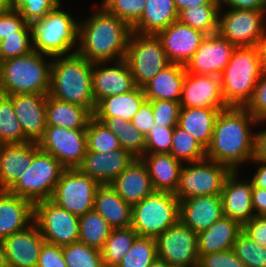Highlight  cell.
Returning <instances> with one entry per match:
<instances>
[{
  "mask_svg": "<svg viewBox=\"0 0 266 267\" xmlns=\"http://www.w3.org/2000/svg\"><path fill=\"white\" fill-rule=\"evenodd\" d=\"M258 121L244 107H228L219 112L206 149V159L239 171L255 157ZM245 164V165H244Z\"/></svg>",
  "mask_w": 266,
  "mask_h": 267,
  "instance_id": "1",
  "label": "cell"
},
{
  "mask_svg": "<svg viewBox=\"0 0 266 267\" xmlns=\"http://www.w3.org/2000/svg\"><path fill=\"white\" fill-rule=\"evenodd\" d=\"M94 10L79 19L77 53L92 63L124 59L132 28L101 5Z\"/></svg>",
  "mask_w": 266,
  "mask_h": 267,
  "instance_id": "2",
  "label": "cell"
},
{
  "mask_svg": "<svg viewBox=\"0 0 266 267\" xmlns=\"http://www.w3.org/2000/svg\"><path fill=\"white\" fill-rule=\"evenodd\" d=\"M93 63L79 55L52 58L49 96L87 108L92 114L96 103L92 92Z\"/></svg>",
  "mask_w": 266,
  "mask_h": 267,
  "instance_id": "3",
  "label": "cell"
},
{
  "mask_svg": "<svg viewBox=\"0 0 266 267\" xmlns=\"http://www.w3.org/2000/svg\"><path fill=\"white\" fill-rule=\"evenodd\" d=\"M59 4L30 26L33 50L50 57L71 55L79 47V20Z\"/></svg>",
  "mask_w": 266,
  "mask_h": 267,
  "instance_id": "4",
  "label": "cell"
},
{
  "mask_svg": "<svg viewBox=\"0 0 266 267\" xmlns=\"http://www.w3.org/2000/svg\"><path fill=\"white\" fill-rule=\"evenodd\" d=\"M52 57L33 50L0 62V93L49 94Z\"/></svg>",
  "mask_w": 266,
  "mask_h": 267,
  "instance_id": "5",
  "label": "cell"
},
{
  "mask_svg": "<svg viewBox=\"0 0 266 267\" xmlns=\"http://www.w3.org/2000/svg\"><path fill=\"white\" fill-rule=\"evenodd\" d=\"M263 74L257 47H236L220 75L223 99L228 107H245Z\"/></svg>",
  "mask_w": 266,
  "mask_h": 267,
  "instance_id": "6",
  "label": "cell"
},
{
  "mask_svg": "<svg viewBox=\"0 0 266 267\" xmlns=\"http://www.w3.org/2000/svg\"><path fill=\"white\" fill-rule=\"evenodd\" d=\"M179 220V200L173 193L154 191L132 205L131 227L138 236L157 238Z\"/></svg>",
  "mask_w": 266,
  "mask_h": 267,
  "instance_id": "7",
  "label": "cell"
},
{
  "mask_svg": "<svg viewBox=\"0 0 266 267\" xmlns=\"http://www.w3.org/2000/svg\"><path fill=\"white\" fill-rule=\"evenodd\" d=\"M65 169L53 155L39 149L27 171L8 191L33 204L50 199Z\"/></svg>",
  "mask_w": 266,
  "mask_h": 267,
  "instance_id": "8",
  "label": "cell"
},
{
  "mask_svg": "<svg viewBox=\"0 0 266 267\" xmlns=\"http://www.w3.org/2000/svg\"><path fill=\"white\" fill-rule=\"evenodd\" d=\"M135 85L143 88L158 72L170 64L157 35L132 32L124 58Z\"/></svg>",
  "mask_w": 266,
  "mask_h": 267,
  "instance_id": "9",
  "label": "cell"
},
{
  "mask_svg": "<svg viewBox=\"0 0 266 267\" xmlns=\"http://www.w3.org/2000/svg\"><path fill=\"white\" fill-rule=\"evenodd\" d=\"M265 32L266 10L220 8L217 33L236 47H256Z\"/></svg>",
  "mask_w": 266,
  "mask_h": 267,
  "instance_id": "10",
  "label": "cell"
},
{
  "mask_svg": "<svg viewBox=\"0 0 266 267\" xmlns=\"http://www.w3.org/2000/svg\"><path fill=\"white\" fill-rule=\"evenodd\" d=\"M230 173L227 166L208 159L183 163L174 195L181 201L195 196L221 194L224 181Z\"/></svg>",
  "mask_w": 266,
  "mask_h": 267,
  "instance_id": "11",
  "label": "cell"
},
{
  "mask_svg": "<svg viewBox=\"0 0 266 267\" xmlns=\"http://www.w3.org/2000/svg\"><path fill=\"white\" fill-rule=\"evenodd\" d=\"M100 184L78 168L65 169L50 198L61 208L77 216L93 210L94 198Z\"/></svg>",
  "mask_w": 266,
  "mask_h": 267,
  "instance_id": "12",
  "label": "cell"
},
{
  "mask_svg": "<svg viewBox=\"0 0 266 267\" xmlns=\"http://www.w3.org/2000/svg\"><path fill=\"white\" fill-rule=\"evenodd\" d=\"M34 223L45 242L65 246L79 240V216L50 199L34 204Z\"/></svg>",
  "mask_w": 266,
  "mask_h": 267,
  "instance_id": "13",
  "label": "cell"
},
{
  "mask_svg": "<svg viewBox=\"0 0 266 267\" xmlns=\"http://www.w3.org/2000/svg\"><path fill=\"white\" fill-rule=\"evenodd\" d=\"M37 145L53 155L66 169L78 168L87 151L86 129L47 126Z\"/></svg>",
  "mask_w": 266,
  "mask_h": 267,
  "instance_id": "14",
  "label": "cell"
},
{
  "mask_svg": "<svg viewBox=\"0 0 266 267\" xmlns=\"http://www.w3.org/2000/svg\"><path fill=\"white\" fill-rule=\"evenodd\" d=\"M156 249L169 265L198 266L197 233L180 220L156 238Z\"/></svg>",
  "mask_w": 266,
  "mask_h": 267,
  "instance_id": "15",
  "label": "cell"
},
{
  "mask_svg": "<svg viewBox=\"0 0 266 267\" xmlns=\"http://www.w3.org/2000/svg\"><path fill=\"white\" fill-rule=\"evenodd\" d=\"M235 48V45L218 33L208 35L186 63V72L197 75L220 76L229 63Z\"/></svg>",
  "mask_w": 266,
  "mask_h": 267,
  "instance_id": "16",
  "label": "cell"
},
{
  "mask_svg": "<svg viewBox=\"0 0 266 267\" xmlns=\"http://www.w3.org/2000/svg\"><path fill=\"white\" fill-rule=\"evenodd\" d=\"M135 87L125 59L93 63L92 92L95 103L105 97L127 93Z\"/></svg>",
  "mask_w": 266,
  "mask_h": 267,
  "instance_id": "17",
  "label": "cell"
},
{
  "mask_svg": "<svg viewBox=\"0 0 266 267\" xmlns=\"http://www.w3.org/2000/svg\"><path fill=\"white\" fill-rule=\"evenodd\" d=\"M181 107H199L224 110L226 105L220 76L197 75L186 72L180 99Z\"/></svg>",
  "mask_w": 266,
  "mask_h": 267,
  "instance_id": "18",
  "label": "cell"
},
{
  "mask_svg": "<svg viewBox=\"0 0 266 267\" xmlns=\"http://www.w3.org/2000/svg\"><path fill=\"white\" fill-rule=\"evenodd\" d=\"M156 35L162 43L169 62L181 65H186L206 37L202 32L179 20L171 23Z\"/></svg>",
  "mask_w": 266,
  "mask_h": 267,
  "instance_id": "19",
  "label": "cell"
},
{
  "mask_svg": "<svg viewBox=\"0 0 266 267\" xmlns=\"http://www.w3.org/2000/svg\"><path fill=\"white\" fill-rule=\"evenodd\" d=\"M241 171H231L226 177L222 192L223 214L242 226L255 216L252 205V183L246 177H242Z\"/></svg>",
  "mask_w": 266,
  "mask_h": 267,
  "instance_id": "20",
  "label": "cell"
},
{
  "mask_svg": "<svg viewBox=\"0 0 266 267\" xmlns=\"http://www.w3.org/2000/svg\"><path fill=\"white\" fill-rule=\"evenodd\" d=\"M134 158L122 148L111 152L86 151L78 169L100 185H110Z\"/></svg>",
  "mask_w": 266,
  "mask_h": 267,
  "instance_id": "21",
  "label": "cell"
},
{
  "mask_svg": "<svg viewBox=\"0 0 266 267\" xmlns=\"http://www.w3.org/2000/svg\"><path fill=\"white\" fill-rule=\"evenodd\" d=\"M46 101L47 94L12 95L15 115L30 142L38 143L47 127Z\"/></svg>",
  "mask_w": 266,
  "mask_h": 267,
  "instance_id": "22",
  "label": "cell"
},
{
  "mask_svg": "<svg viewBox=\"0 0 266 267\" xmlns=\"http://www.w3.org/2000/svg\"><path fill=\"white\" fill-rule=\"evenodd\" d=\"M223 216L220 194L195 196L179 201V220L197 234Z\"/></svg>",
  "mask_w": 266,
  "mask_h": 267,
  "instance_id": "23",
  "label": "cell"
},
{
  "mask_svg": "<svg viewBox=\"0 0 266 267\" xmlns=\"http://www.w3.org/2000/svg\"><path fill=\"white\" fill-rule=\"evenodd\" d=\"M9 267H37L45 240L35 223L2 240Z\"/></svg>",
  "mask_w": 266,
  "mask_h": 267,
  "instance_id": "24",
  "label": "cell"
},
{
  "mask_svg": "<svg viewBox=\"0 0 266 267\" xmlns=\"http://www.w3.org/2000/svg\"><path fill=\"white\" fill-rule=\"evenodd\" d=\"M34 223V204L27 199L0 190V240Z\"/></svg>",
  "mask_w": 266,
  "mask_h": 267,
  "instance_id": "25",
  "label": "cell"
},
{
  "mask_svg": "<svg viewBox=\"0 0 266 267\" xmlns=\"http://www.w3.org/2000/svg\"><path fill=\"white\" fill-rule=\"evenodd\" d=\"M110 185L130 205L142 201L155 191L147 165L142 158H134L128 167Z\"/></svg>",
  "mask_w": 266,
  "mask_h": 267,
  "instance_id": "26",
  "label": "cell"
},
{
  "mask_svg": "<svg viewBox=\"0 0 266 267\" xmlns=\"http://www.w3.org/2000/svg\"><path fill=\"white\" fill-rule=\"evenodd\" d=\"M37 143L0 145V190H9L31 165Z\"/></svg>",
  "mask_w": 266,
  "mask_h": 267,
  "instance_id": "27",
  "label": "cell"
},
{
  "mask_svg": "<svg viewBox=\"0 0 266 267\" xmlns=\"http://www.w3.org/2000/svg\"><path fill=\"white\" fill-rule=\"evenodd\" d=\"M242 231L243 226L239 222L223 216L209 228L197 234L199 257L233 249V245Z\"/></svg>",
  "mask_w": 266,
  "mask_h": 267,
  "instance_id": "28",
  "label": "cell"
},
{
  "mask_svg": "<svg viewBox=\"0 0 266 267\" xmlns=\"http://www.w3.org/2000/svg\"><path fill=\"white\" fill-rule=\"evenodd\" d=\"M141 158L147 165L154 190L174 194L183 163L170 153H145Z\"/></svg>",
  "mask_w": 266,
  "mask_h": 267,
  "instance_id": "29",
  "label": "cell"
},
{
  "mask_svg": "<svg viewBox=\"0 0 266 267\" xmlns=\"http://www.w3.org/2000/svg\"><path fill=\"white\" fill-rule=\"evenodd\" d=\"M185 74V65L168 64L143 87L146 100L180 101Z\"/></svg>",
  "mask_w": 266,
  "mask_h": 267,
  "instance_id": "30",
  "label": "cell"
},
{
  "mask_svg": "<svg viewBox=\"0 0 266 267\" xmlns=\"http://www.w3.org/2000/svg\"><path fill=\"white\" fill-rule=\"evenodd\" d=\"M93 209L114 228H126L132 223V205L125 202L111 185H100L95 193Z\"/></svg>",
  "mask_w": 266,
  "mask_h": 267,
  "instance_id": "31",
  "label": "cell"
},
{
  "mask_svg": "<svg viewBox=\"0 0 266 267\" xmlns=\"http://www.w3.org/2000/svg\"><path fill=\"white\" fill-rule=\"evenodd\" d=\"M179 12L174 0H146L144 12L132 32L156 35L177 21Z\"/></svg>",
  "mask_w": 266,
  "mask_h": 267,
  "instance_id": "32",
  "label": "cell"
},
{
  "mask_svg": "<svg viewBox=\"0 0 266 267\" xmlns=\"http://www.w3.org/2000/svg\"><path fill=\"white\" fill-rule=\"evenodd\" d=\"M93 114L77 104L61 101L47 94V126H58L66 129H87Z\"/></svg>",
  "mask_w": 266,
  "mask_h": 267,
  "instance_id": "33",
  "label": "cell"
},
{
  "mask_svg": "<svg viewBox=\"0 0 266 267\" xmlns=\"http://www.w3.org/2000/svg\"><path fill=\"white\" fill-rule=\"evenodd\" d=\"M220 111L222 110L181 107L178 126L187 131L207 149L210 145L214 124Z\"/></svg>",
  "mask_w": 266,
  "mask_h": 267,
  "instance_id": "34",
  "label": "cell"
},
{
  "mask_svg": "<svg viewBox=\"0 0 266 267\" xmlns=\"http://www.w3.org/2000/svg\"><path fill=\"white\" fill-rule=\"evenodd\" d=\"M145 100L143 88L136 86L127 93L99 100L96 103L93 117H121L130 122Z\"/></svg>",
  "mask_w": 266,
  "mask_h": 267,
  "instance_id": "35",
  "label": "cell"
},
{
  "mask_svg": "<svg viewBox=\"0 0 266 267\" xmlns=\"http://www.w3.org/2000/svg\"><path fill=\"white\" fill-rule=\"evenodd\" d=\"M117 135L122 149L133 157L141 158L145 154L146 137L131 122L121 117H94Z\"/></svg>",
  "mask_w": 266,
  "mask_h": 267,
  "instance_id": "36",
  "label": "cell"
},
{
  "mask_svg": "<svg viewBox=\"0 0 266 267\" xmlns=\"http://www.w3.org/2000/svg\"><path fill=\"white\" fill-rule=\"evenodd\" d=\"M112 227L94 209L79 216V242L101 250L110 236Z\"/></svg>",
  "mask_w": 266,
  "mask_h": 267,
  "instance_id": "37",
  "label": "cell"
},
{
  "mask_svg": "<svg viewBox=\"0 0 266 267\" xmlns=\"http://www.w3.org/2000/svg\"><path fill=\"white\" fill-rule=\"evenodd\" d=\"M220 4H202L179 12L178 20L206 36L217 33Z\"/></svg>",
  "mask_w": 266,
  "mask_h": 267,
  "instance_id": "38",
  "label": "cell"
},
{
  "mask_svg": "<svg viewBox=\"0 0 266 267\" xmlns=\"http://www.w3.org/2000/svg\"><path fill=\"white\" fill-rule=\"evenodd\" d=\"M137 236V232L131 226L112 229L101 249L104 266L116 267L129 251Z\"/></svg>",
  "mask_w": 266,
  "mask_h": 267,
  "instance_id": "39",
  "label": "cell"
},
{
  "mask_svg": "<svg viewBox=\"0 0 266 267\" xmlns=\"http://www.w3.org/2000/svg\"><path fill=\"white\" fill-rule=\"evenodd\" d=\"M30 142L25 136L17 119L12 95L0 93V144H23Z\"/></svg>",
  "mask_w": 266,
  "mask_h": 267,
  "instance_id": "40",
  "label": "cell"
},
{
  "mask_svg": "<svg viewBox=\"0 0 266 267\" xmlns=\"http://www.w3.org/2000/svg\"><path fill=\"white\" fill-rule=\"evenodd\" d=\"M170 154L182 163L198 162L206 159V149L178 125L174 127Z\"/></svg>",
  "mask_w": 266,
  "mask_h": 267,
  "instance_id": "41",
  "label": "cell"
},
{
  "mask_svg": "<svg viewBox=\"0 0 266 267\" xmlns=\"http://www.w3.org/2000/svg\"><path fill=\"white\" fill-rule=\"evenodd\" d=\"M157 258L156 239L137 236L116 267H150Z\"/></svg>",
  "mask_w": 266,
  "mask_h": 267,
  "instance_id": "42",
  "label": "cell"
},
{
  "mask_svg": "<svg viewBox=\"0 0 266 267\" xmlns=\"http://www.w3.org/2000/svg\"><path fill=\"white\" fill-rule=\"evenodd\" d=\"M87 151L111 152L121 147L117 135L101 121L92 117L86 129Z\"/></svg>",
  "mask_w": 266,
  "mask_h": 267,
  "instance_id": "43",
  "label": "cell"
},
{
  "mask_svg": "<svg viewBox=\"0 0 266 267\" xmlns=\"http://www.w3.org/2000/svg\"><path fill=\"white\" fill-rule=\"evenodd\" d=\"M67 267H105L101 250L82 242L63 246Z\"/></svg>",
  "mask_w": 266,
  "mask_h": 267,
  "instance_id": "44",
  "label": "cell"
},
{
  "mask_svg": "<svg viewBox=\"0 0 266 267\" xmlns=\"http://www.w3.org/2000/svg\"><path fill=\"white\" fill-rule=\"evenodd\" d=\"M233 251L247 267H266V247L256 243L244 231L238 235Z\"/></svg>",
  "mask_w": 266,
  "mask_h": 267,
  "instance_id": "45",
  "label": "cell"
},
{
  "mask_svg": "<svg viewBox=\"0 0 266 267\" xmlns=\"http://www.w3.org/2000/svg\"><path fill=\"white\" fill-rule=\"evenodd\" d=\"M101 5L107 12L125 21L131 28L139 21L146 0H101Z\"/></svg>",
  "mask_w": 266,
  "mask_h": 267,
  "instance_id": "46",
  "label": "cell"
},
{
  "mask_svg": "<svg viewBox=\"0 0 266 267\" xmlns=\"http://www.w3.org/2000/svg\"><path fill=\"white\" fill-rule=\"evenodd\" d=\"M60 3L61 0H11V8L18 11L25 22L30 24L43 18Z\"/></svg>",
  "mask_w": 266,
  "mask_h": 267,
  "instance_id": "47",
  "label": "cell"
},
{
  "mask_svg": "<svg viewBox=\"0 0 266 267\" xmlns=\"http://www.w3.org/2000/svg\"><path fill=\"white\" fill-rule=\"evenodd\" d=\"M174 127L154 123L146 137L145 153H170Z\"/></svg>",
  "mask_w": 266,
  "mask_h": 267,
  "instance_id": "48",
  "label": "cell"
},
{
  "mask_svg": "<svg viewBox=\"0 0 266 267\" xmlns=\"http://www.w3.org/2000/svg\"><path fill=\"white\" fill-rule=\"evenodd\" d=\"M152 104L154 122L163 127L178 125L181 109L180 101L149 100Z\"/></svg>",
  "mask_w": 266,
  "mask_h": 267,
  "instance_id": "49",
  "label": "cell"
},
{
  "mask_svg": "<svg viewBox=\"0 0 266 267\" xmlns=\"http://www.w3.org/2000/svg\"><path fill=\"white\" fill-rule=\"evenodd\" d=\"M32 51L31 35H10L0 41V62Z\"/></svg>",
  "mask_w": 266,
  "mask_h": 267,
  "instance_id": "50",
  "label": "cell"
},
{
  "mask_svg": "<svg viewBox=\"0 0 266 267\" xmlns=\"http://www.w3.org/2000/svg\"><path fill=\"white\" fill-rule=\"evenodd\" d=\"M257 121V125L266 124V73L257 81L249 102L244 107ZM265 123V124H264Z\"/></svg>",
  "mask_w": 266,
  "mask_h": 267,
  "instance_id": "51",
  "label": "cell"
},
{
  "mask_svg": "<svg viewBox=\"0 0 266 267\" xmlns=\"http://www.w3.org/2000/svg\"><path fill=\"white\" fill-rule=\"evenodd\" d=\"M10 35H31L29 24L16 10L0 13V41Z\"/></svg>",
  "mask_w": 266,
  "mask_h": 267,
  "instance_id": "52",
  "label": "cell"
},
{
  "mask_svg": "<svg viewBox=\"0 0 266 267\" xmlns=\"http://www.w3.org/2000/svg\"><path fill=\"white\" fill-rule=\"evenodd\" d=\"M198 267H247L234 253L233 249L209 253L199 257Z\"/></svg>",
  "mask_w": 266,
  "mask_h": 267,
  "instance_id": "53",
  "label": "cell"
},
{
  "mask_svg": "<svg viewBox=\"0 0 266 267\" xmlns=\"http://www.w3.org/2000/svg\"><path fill=\"white\" fill-rule=\"evenodd\" d=\"M37 267H67L63 246L44 242L40 250Z\"/></svg>",
  "mask_w": 266,
  "mask_h": 267,
  "instance_id": "54",
  "label": "cell"
},
{
  "mask_svg": "<svg viewBox=\"0 0 266 267\" xmlns=\"http://www.w3.org/2000/svg\"><path fill=\"white\" fill-rule=\"evenodd\" d=\"M130 122L139 132H141L145 136L149 133L151 127L155 123L152 104L149 100H145L142 103Z\"/></svg>",
  "mask_w": 266,
  "mask_h": 267,
  "instance_id": "55",
  "label": "cell"
},
{
  "mask_svg": "<svg viewBox=\"0 0 266 267\" xmlns=\"http://www.w3.org/2000/svg\"><path fill=\"white\" fill-rule=\"evenodd\" d=\"M243 231L256 243L266 247V216L255 215L243 225Z\"/></svg>",
  "mask_w": 266,
  "mask_h": 267,
  "instance_id": "56",
  "label": "cell"
},
{
  "mask_svg": "<svg viewBox=\"0 0 266 267\" xmlns=\"http://www.w3.org/2000/svg\"><path fill=\"white\" fill-rule=\"evenodd\" d=\"M220 8L266 10V0H220Z\"/></svg>",
  "mask_w": 266,
  "mask_h": 267,
  "instance_id": "57",
  "label": "cell"
},
{
  "mask_svg": "<svg viewBox=\"0 0 266 267\" xmlns=\"http://www.w3.org/2000/svg\"><path fill=\"white\" fill-rule=\"evenodd\" d=\"M256 164L255 167V173L250 175L248 179L252 183V187H258L266 189V163H263L261 161H258L255 157L247 164Z\"/></svg>",
  "mask_w": 266,
  "mask_h": 267,
  "instance_id": "58",
  "label": "cell"
},
{
  "mask_svg": "<svg viewBox=\"0 0 266 267\" xmlns=\"http://www.w3.org/2000/svg\"><path fill=\"white\" fill-rule=\"evenodd\" d=\"M251 197L255 215L266 216V189L253 187Z\"/></svg>",
  "mask_w": 266,
  "mask_h": 267,
  "instance_id": "59",
  "label": "cell"
},
{
  "mask_svg": "<svg viewBox=\"0 0 266 267\" xmlns=\"http://www.w3.org/2000/svg\"><path fill=\"white\" fill-rule=\"evenodd\" d=\"M266 127V126H265ZM262 127L256 132L255 158L266 163V128ZM262 129V130H261Z\"/></svg>",
  "mask_w": 266,
  "mask_h": 267,
  "instance_id": "60",
  "label": "cell"
},
{
  "mask_svg": "<svg viewBox=\"0 0 266 267\" xmlns=\"http://www.w3.org/2000/svg\"><path fill=\"white\" fill-rule=\"evenodd\" d=\"M174 3L177 11L180 12L183 9L202 4H220V0H174Z\"/></svg>",
  "mask_w": 266,
  "mask_h": 267,
  "instance_id": "61",
  "label": "cell"
},
{
  "mask_svg": "<svg viewBox=\"0 0 266 267\" xmlns=\"http://www.w3.org/2000/svg\"><path fill=\"white\" fill-rule=\"evenodd\" d=\"M262 72L266 73V32L257 44Z\"/></svg>",
  "mask_w": 266,
  "mask_h": 267,
  "instance_id": "62",
  "label": "cell"
},
{
  "mask_svg": "<svg viewBox=\"0 0 266 267\" xmlns=\"http://www.w3.org/2000/svg\"><path fill=\"white\" fill-rule=\"evenodd\" d=\"M0 267H9L2 240H0Z\"/></svg>",
  "mask_w": 266,
  "mask_h": 267,
  "instance_id": "63",
  "label": "cell"
},
{
  "mask_svg": "<svg viewBox=\"0 0 266 267\" xmlns=\"http://www.w3.org/2000/svg\"><path fill=\"white\" fill-rule=\"evenodd\" d=\"M12 10L11 0H0V13Z\"/></svg>",
  "mask_w": 266,
  "mask_h": 267,
  "instance_id": "64",
  "label": "cell"
},
{
  "mask_svg": "<svg viewBox=\"0 0 266 267\" xmlns=\"http://www.w3.org/2000/svg\"><path fill=\"white\" fill-rule=\"evenodd\" d=\"M150 267H169V264L166 261L156 258Z\"/></svg>",
  "mask_w": 266,
  "mask_h": 267,
  "instance_id": "65",
  "label": "cell"
},
{
  "mask_svg": "<svg viewBox=\"0 0 266 267\" xmlns=\"http://www.w3.org/2000/svg\"><path fill=\"white\" fill-rule=\"evenodd\" d=\"M169 267H198V266L169 265Z\"/></svg>",
  "mask_w": 266,
  "mask_h": 267,
  "instance_id": "66",
  "label": "cell"
}]
</instances>
